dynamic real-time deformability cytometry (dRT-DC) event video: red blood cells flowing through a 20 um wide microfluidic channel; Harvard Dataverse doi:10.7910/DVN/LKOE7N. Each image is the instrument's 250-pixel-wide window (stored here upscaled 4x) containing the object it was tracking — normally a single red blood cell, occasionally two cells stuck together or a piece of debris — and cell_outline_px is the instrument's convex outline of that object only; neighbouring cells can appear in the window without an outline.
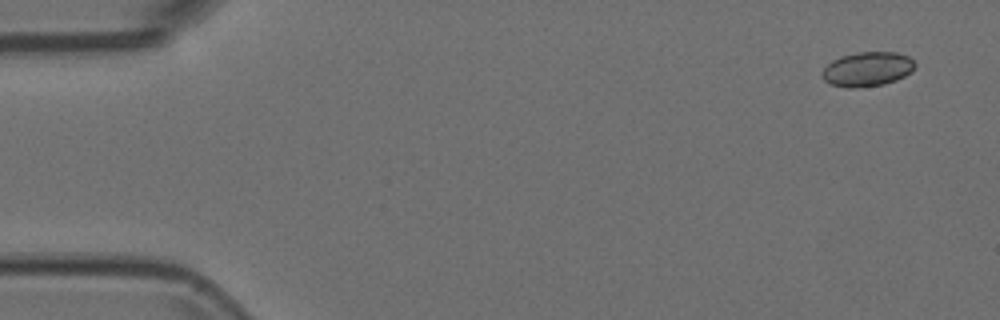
{"species": "Egyptian fruit bat (a non-hibernating species)", "species_latin": "Rousettus aegyptiacus", "temperature_condition": "room temperature", "stored_images_in_passage": 52, "camera_frame_rate_fps": 3000, "um_per_image_px": 0.085, "animal": {"sex": "female"}, "frame": {"image": 1, "passage_image": 1, "time_ms": 0.0, "image_size_px": [1000, 320], "cell_outline_px": [[916, 64], [912, 72], [896, 80], [884, 84], [856, 88], [848, 88], [828, 84], [824, 80], [824, 68], [832, 60], [840, 56], [860, 52], [896, 52], [908, 56]], "centroid_in_image_um": [73.74, 5.88], "position_along_channel_um": 11.3, "area_um2": 18.61}}
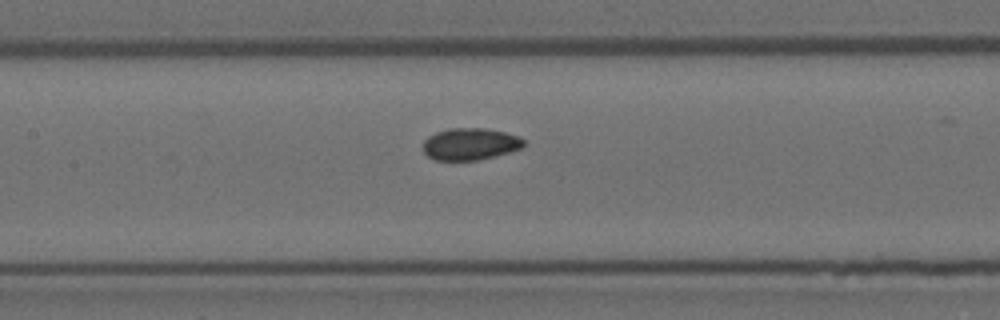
{"frame": {"image": 2, "passage_image": 23, "time_ms": 7.333, "image_size_px": [1000, 320], "cell_outline_px": [[524, 148], [476, 160], [436, 160], [428, 156], [424, 152], [424, 140], [428, 136], [436, 132], [448, 128], [484, 128], [504, 132], [520, 136], [524, 140]], "centroid_in_image_um": [39.97, 12.23], "position_along_channel_um": 167.4, "area_um2": 18.67}}
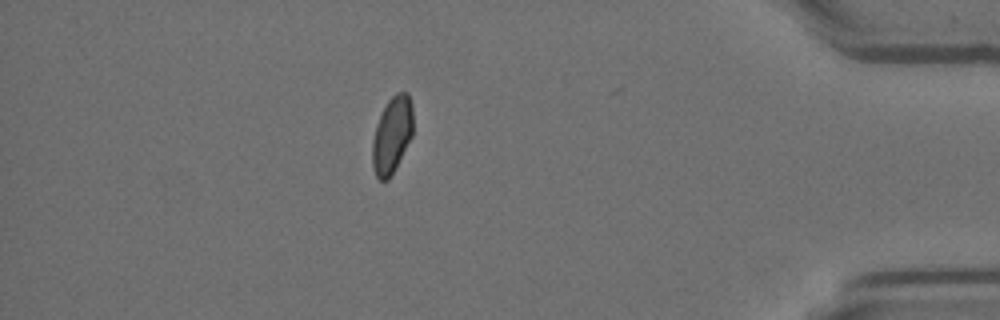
{"frame": {"image": 3, "passage_image": 45, "time_ms": 14.667, "image_size_px": [1000, 320], "cell_outline_px": [[412, 136], [388, 180], [380, 180], [376, 176], [372, 164], [372, 140], [376, 124], [388, 100], [396, 92], [408, 92], [412, 104]], "centroid_in_image_um": [33.31, 11.44], "position_along_channel_um": 401.9, "area_um2": 17.98}}